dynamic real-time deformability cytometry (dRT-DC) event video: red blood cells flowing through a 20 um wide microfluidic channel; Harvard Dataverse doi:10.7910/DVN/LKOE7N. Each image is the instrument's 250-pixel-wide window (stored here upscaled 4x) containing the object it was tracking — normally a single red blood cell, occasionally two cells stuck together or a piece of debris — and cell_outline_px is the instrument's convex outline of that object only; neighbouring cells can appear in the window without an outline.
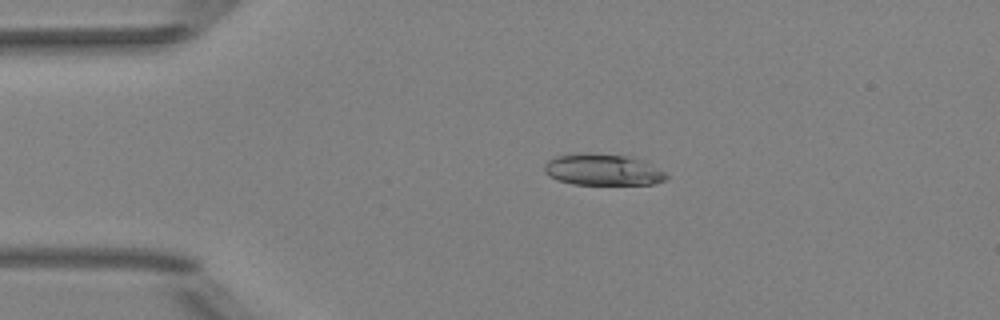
{"species": "Egyptian fruit bat (a non-hibernating species)", "species_latin": "Rousettus aegyptiacus", "temperature_condition": "room temperature", "stored_images_in_passage": 41, "camera_frame_rate_fps": 3000, "um_per_image_px": 0.085, "animal": {"sex": "female"}, "frame": {"image": 1, "passage_image": 1, "time_ms": 0.0, "image_size_px": [1000, 320], "cell_outline_px": [[668, 176], [664, 180], [652, 184], [572, 184], [556, 180], [548, 176], [544, 172], [544, 164], [548, 160], [556, 156], [584, 152], [628, 156], [640, 160], [664, 172]], "centroid_in_image_um": [51.15, 14.42], "position_along_channel_um": 33.9, "area_um2": 22.2}}
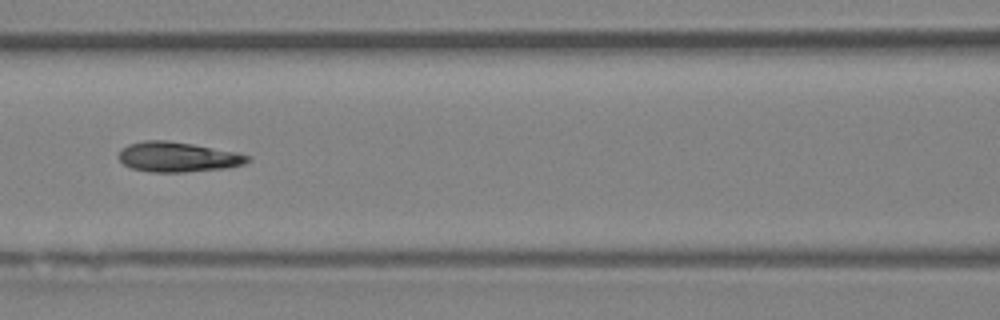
{"frame": {"image": 2, "passage_image": 13, "time_ms": 4.0, "image_size_px": [1000, 320], "cell_outline_px": [[252, 160], [244, 164], [228, 168], [184, 172], [148, 172], [132, 168], [124, 164], [116, 156], [120, 148], [128, 144], [144, 140], [168, 140], [192, 144], [236, 152], [252, 156]], "centroid_in_image_um": [15.1, 13.34], "position_along_channel_um": 151.5, "area_um2": 22.83}}
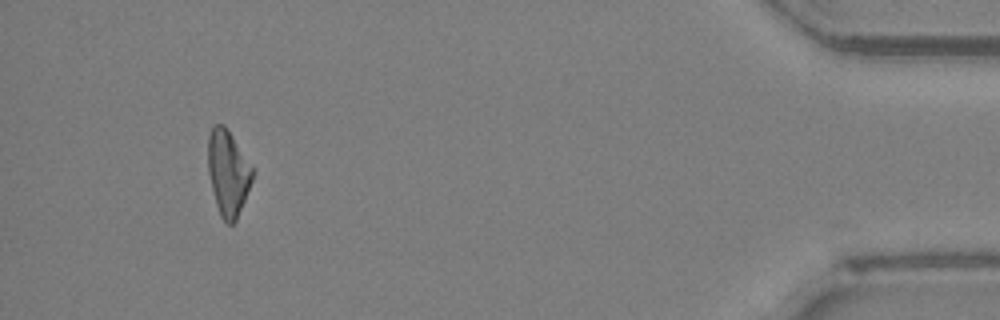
{"frame": {"image": 3, "passage_image": 38, "time_ms": 12.333, "image_size_px": [1000, 320], "cell_outline_px": [[252, 180], [236, 220], [232, 224], [228, 224], [220, 216], [216, 204], [208, 172], [208, 136], [212, 128], [216, 124], [224, 124], [232, 136], [252, 168]], "centroid_in_image_um": [19.35, 14.7], "position_along_channel_um": 415.8, "area_um2": 21.56}, "authors_computed_cell_mechanics": {"area_um2": 22.542, "velocity_mm_per_s": 4.0153, "shape_relaxation_time_tau1_ms": 5.0348, "shape_relaxation_time_tau2_ms": 1.8391, "deformation_change_tau1": 0.1582, "deformation_change_tau2": 0.0768}}